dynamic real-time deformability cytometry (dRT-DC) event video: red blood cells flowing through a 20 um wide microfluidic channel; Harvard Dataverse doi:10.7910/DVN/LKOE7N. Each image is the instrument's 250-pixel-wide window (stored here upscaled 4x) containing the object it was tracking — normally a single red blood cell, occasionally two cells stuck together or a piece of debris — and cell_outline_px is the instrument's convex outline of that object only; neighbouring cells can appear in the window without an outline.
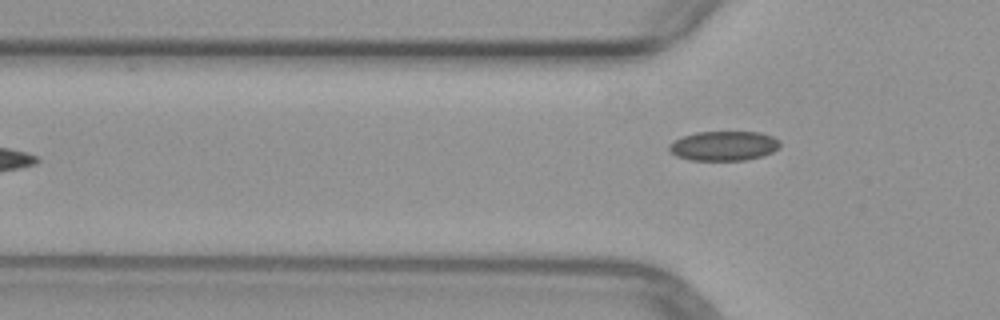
{"species": "common noctule bat (a hibernating species)", "species_latin": "Nyctalus noctula", "temperature_condition": "warm", "stored_images_in_passage": 5, "camera_frame_rate_fps": 3000, "um_per_image_px": 0.085, "animal": {"sex": "female", "body_mass_g": 29.2, "forearm_length_mm": 56.3}, "frame": {"image": 1, "passage_image": 4, "time_ms": 4.0, "image_size_px": [1000, 320], "cell_outline_px": [[780, 148], [764, 156], [744, 160], [688, 160], [676, 156], [668, 152], [668, 144], [684, 136], [696, 132], [760, 132], [772, 136], [780, 140]], "centroid_in_image_um": [61.53, 12.4], "position_along_channel_um": 64.3, "area_um2": 19.31}}
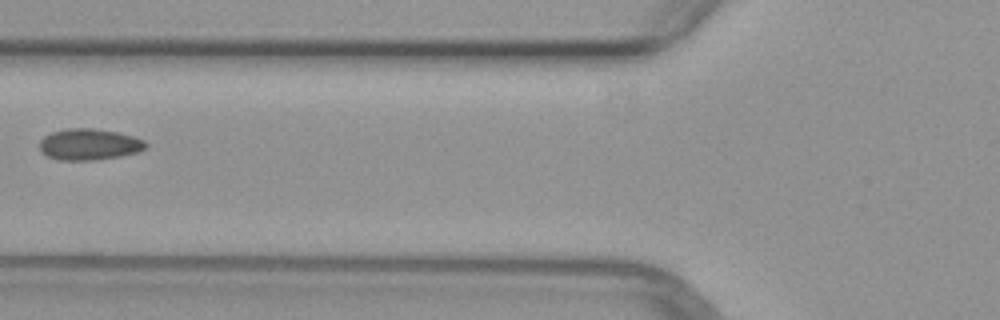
{"frame": {"image": 2, "passage_image": 5, "time_ms": 5.333, "image_size_px": [1000, 320], "cell_outline_px": [[148, 144], [144, 148], [136, 152], [120, 156], [96, 160], [60, 160], [48, 156], [40, 152], [40, 140], [44, 136], [52, 132], [68, 128], [92, 128], [116, 132], [132, 136], [144, 140]], "centroid_in_image_um": [7.55, 12.27], "position_along_channel_um": 118.3, "area_um2": 19.25}}